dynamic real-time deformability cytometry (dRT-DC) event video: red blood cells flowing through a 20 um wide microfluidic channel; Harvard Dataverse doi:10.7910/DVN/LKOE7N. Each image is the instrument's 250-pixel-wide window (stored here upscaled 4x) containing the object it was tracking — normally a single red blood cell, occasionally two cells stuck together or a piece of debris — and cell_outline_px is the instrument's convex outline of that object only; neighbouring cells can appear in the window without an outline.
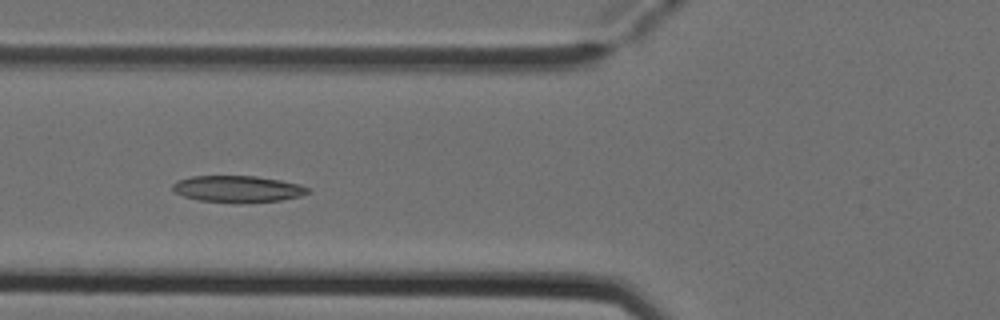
{"species": "Egyptian fruit bat (a non-hibernating species)", "species_latin": "Rousettus aegyptiacus", "temperature_condition": "cold", "stored_images_in_passage": 8, "camera_frame_rate_fps": 3000, "um_per_image_px": 0.085, "animal": {"sex": "female"}, "frame": {"image": 1, "passage_image": 6, "time_ms": 1.667, "image_size_px": [1000, 320], "cell_outline_px": [[308, 192], [300, 196], [280, 200], [236, 204], [200, 200], [184, 196], [176, 192], [172, 188], [172, 184], [180, 180], [192, 176], [256, 176], [280, 180], [300, 184], [308, 188]], "centroid_in_image_um": [20.2, 16.07], "position_along_channel_um": 105.6, "area_um2": 20.92}}
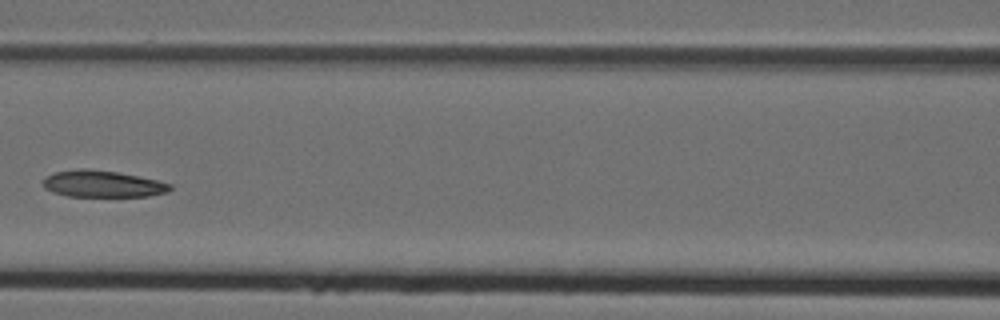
{"frame": {"image": 2, "passage_image": 7, "time_ms": 2.0, "image_size_px": [1000, 320], "cell_outline_px": [[172, 188], [168, 192], [148, 196], [68, 196], [52, 192], [44, 188], [44, 180], [48, 176], [56, 172], [80, 168], [84, 168], [116, 172], [156, 180], [172, 184]], "centroid_in_image_um": [8.73, 15.64], "position_along_channel_um": 157.9, "area_um2": 19.48}}
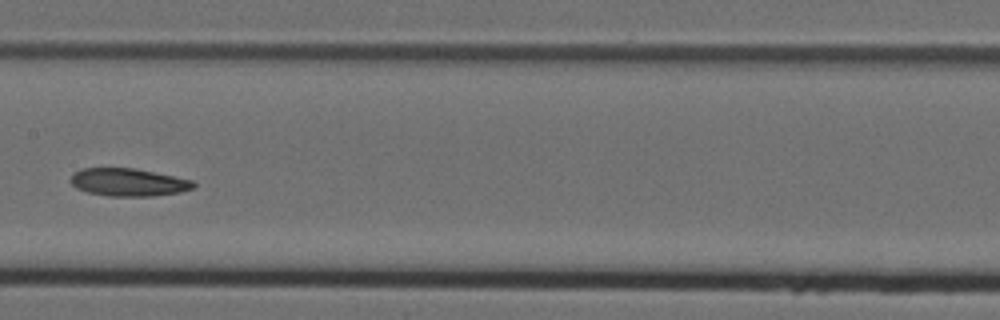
{"frame": {"image": 3, "passage_image": 8, "time_ms": 2.333, "image_size_px": [1000, 320], "cell_outline_px": [[196, 188], [180, 192], [152, 196], [108, 196], [88, 192], [76, 188], [68, 180], [80, 168], [136, 168], [192, 180], [196, 184]], "centroid_in_image_um": [10.92, 15.49], "position_along_channel_um": 196.5, "area_um2": 19.94}}